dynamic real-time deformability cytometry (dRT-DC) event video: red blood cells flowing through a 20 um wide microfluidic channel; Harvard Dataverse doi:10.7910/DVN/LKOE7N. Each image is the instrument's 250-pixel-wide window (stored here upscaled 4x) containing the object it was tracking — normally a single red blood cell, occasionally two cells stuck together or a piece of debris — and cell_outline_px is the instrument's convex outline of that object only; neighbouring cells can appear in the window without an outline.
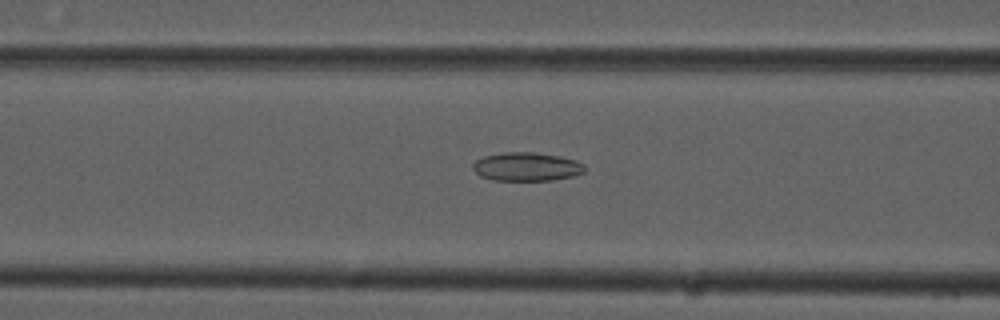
{"species": "common noctule bat (a hibernating species)", "species_latin": "Nyctalus noctula", "temperature_condition": "cold", "stored_images_in_passage": 54, "camera_frame_rate_fps": 3000, "um_per_image_px": 0.085, "animal": {"sex": "male", "forearm_length_mm": 52.5}, "frame": {"image": 1, "passage_image": 22, "time_ms": 7.0, "image_size_px": [1000, 320], "cell_outline_px": [[584, 172], [572, 176], [552, 180], [492, 180], [480, 176], [472, 168], [472, 164], [476, 160], [484, 156], [504, 152], [536, 152], [560, 156], [576, 160], [584, 164]], "centroid_in_image_um": [44.75, 14.16], "position_along_channel_um": 121.9, "area_um2": 18.67}}
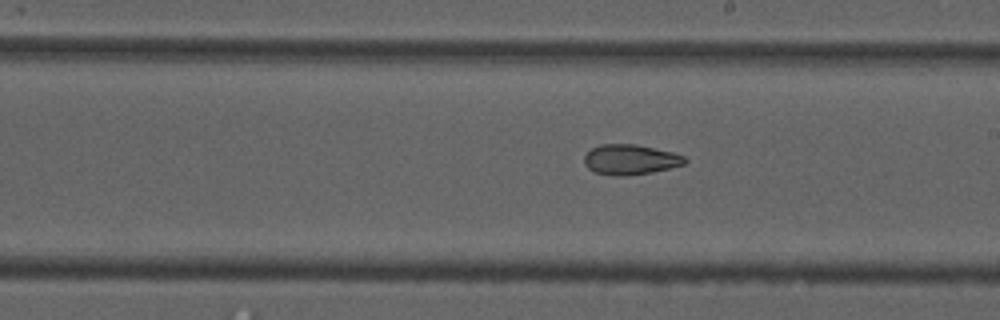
{"frame": {"image": 2, "passage_image": 31, "time_ms": 10.0, "image_size_px": [1000, 320], "cell_outline_px": [[688, 160], [684, 164], [652, 172], [624, 176], [616, 176], [596, 172], [588, 168], [584, 164], [584, 156], [592, 148], [600, 144], [636, 144], [672, 152], [684, 156]], "centroid_in_image_um": [53.57, 13.56], "position_along_channel_um": 235.4, "area_um2": 17.57}}
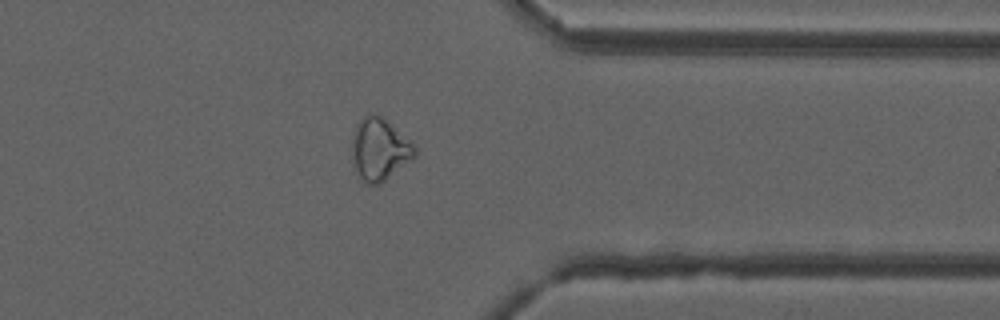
{"frame": {"image": 3, "passage_image": 43, "time_ms": 14.0, "image_size_px": [1000, 320], "cell_outline_px": [[416, 156], [412, 160], [380, 184], [364, 184], [352, 172], [352, 132], [356, 124], [364, 116], [372, 112], [376, 112], [384, 116], [412, 140], [416, 148]], "centroid_in_image_um": [32.24, 12.68], "position_along_channel_um": 379.2, "area_um2": 23.93}, "authors_computed_cell_mechanics": {"area_um2": 21.3282, "velocity_mm_per_s": 3.7953, "shape_relaxation_time_tau1_ms": null, "shape_relaxation_time_tau2_ms": 5.4588, "deformation_change_tau1": null, "deformation_change_tau2": 0.1296}}